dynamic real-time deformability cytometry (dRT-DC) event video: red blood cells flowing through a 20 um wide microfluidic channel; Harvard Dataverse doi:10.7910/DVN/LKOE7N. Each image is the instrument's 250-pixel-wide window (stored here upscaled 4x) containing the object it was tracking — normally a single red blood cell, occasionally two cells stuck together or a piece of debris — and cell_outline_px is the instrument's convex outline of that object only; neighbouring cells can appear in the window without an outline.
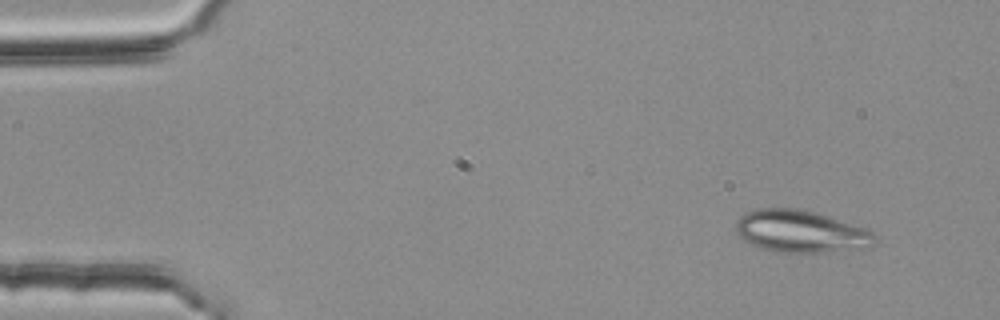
{"species": "common noctule bat (a hibernating species)", "species_latin": "Nyctalus noctula", "temperature_condition": "room temperature", "stored_images_in_passage": 49, "camera_frame_rate_fps": 3000, "um_per_image_px": 0.085, "animal": {"sex": "female", "body_mass_g": 25.1}, "frame": {"image": 1, "passage_image": 1, "time_ms": 0.0, "image_size_px": [1000, 320], "cell_outline_px": [[876, 240], [872, 248], [824, 252], [776, 252], [760, 248], [744, 240], [736, 232], [736, 220], [740, 216], [748, 212], [760, 208], [800, 208], [828, 216], [864, 228], [872, 232]], "centroid_in_image_um": [68.07, 19.68], "position_along_channel_um": 16.9, "area_um2": 34.16}}
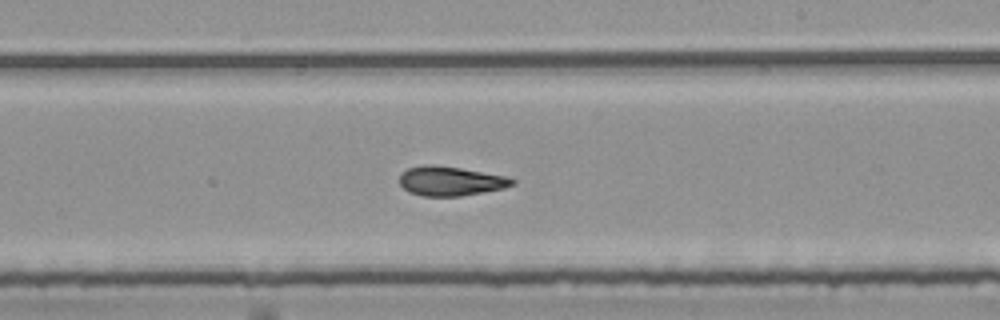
{"frame": {"image": 2, "passage_image": 28, "time_ms": 9.0, "image_size_px": [1000, 320], "cell_outline_px": [[516, 184], [504, 188], [460, 196], [424, 196], [408, 192], [400, 184], [400, 172], [408, 168], [424, 164], [436, 164], [460, 168], [504, 176], [516, 180]], "centroid_in_image_um": [38.26, 15.38], "position_along_channel_um": 250.7, "area_um2": 19.31}}
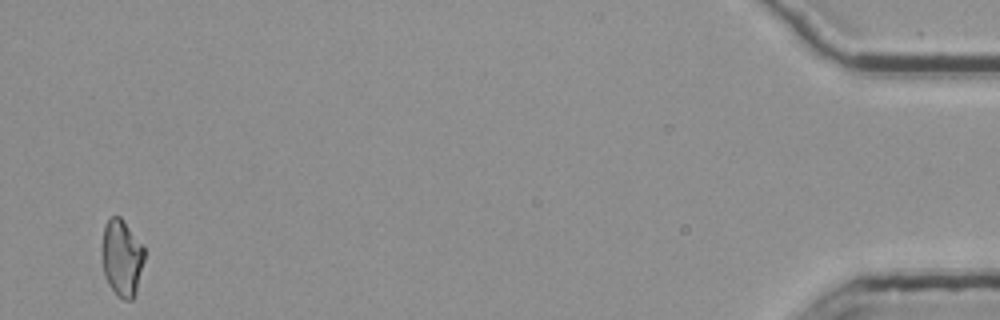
{"frame": {"image": 3, "passage_image": 49, "time_ms": 16.0, "image_size_px": [1000, 320], "cell_outline_px": [[144, 260], [136, 296], [132, 300], [124, 300], [116, 296], [108, 284], [104, 276], [100, 252], [100, 244], [104, 228], [108, 220], [112, 216], [120, 216], [144, 248]], "centroid_in_image_um": [10.32, 21.97], "position_along_channel_um": 424.9, "area_um2": 19.42}, "authors_computed_cell_mechanics": {"area_um2": 19.7676, "velocity_mm_per_s": 3.778, "shape_relaxation_time_tau1_ms": null, "shape_relaxation_time_tau2_ms": 2.1787, "deformation_change_tau1": null, "deformation_change_tau2": 0.1047}}